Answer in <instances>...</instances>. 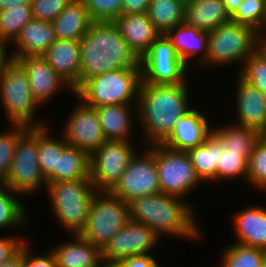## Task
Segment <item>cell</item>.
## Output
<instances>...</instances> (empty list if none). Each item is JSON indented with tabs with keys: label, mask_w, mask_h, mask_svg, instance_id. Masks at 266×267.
<instances>
[{
	"label": "cell",
	"mask_w": 266,
	"mask_h": 267,
	"mask_svg": "<svg viewBox=\"0 0 266 267\" xmlns=\"http://www.w3.org/2000/svg\"><path fill=\"white\" fill-rule=\"evenodd\" d=\"M187 87V82L176 85L141 83L138 112L134 113L144 129L145 145L163 144L173 132L178 119L192 109L188 103Z\"/></svg>",
	"instance_id": "obj_1"
},
{
	"label": "cell",
	"mask_w": 266,
	"mask_h": 267,
	"mask_svg": "<svg viewBox=\"0 0 266 267\" xmlns=\"http://www.w3.org/2000/svg\"><path fill=\"white\" fill-rule=\"evenodd\" d=\"M80 43V86L112 70L141 68L140 59L122 38L114 22L93 21Z\"/></svg>",
	"instance_id": "obj_2"
},
{
	"label": "cell",
	"mask_w": 266,
	"mask_h": 267,
	"mask_svg": "<svg viewBox=\"0 0 266 267\" xmlns=\"http://www.w3.org/2000/svg\"><path fill=\"white\" fill-rule=\"evenodd\" d=\"M128 204L130 219L149 226L160 238L162 235L187 240L200 237L193 205L184 199L159 192L132 199Z\"/></svg>",
	"instance_id": "obj_3"
},
{
	"label": "cell",
	"mask_w": 266,
	"mask_h": 267,
	"mask_svg": "<svg viewBox=\"0 0 266 267\" xmlns=\"http://www.w3.org/2000/svg\"><path fill=\"white\" fill-rule=\"evenodd\" d=\"M141 83V68L112 70L88 78L74 95L95 108L132 103L137 106Z\"/></svg>",
	"instance_id": "obj_4"
},
{
	"label": "cell",
	"mask_w": 266,
	"mask_h": 267,
	"mask_svg": "<svg viewBox=\"0 0 266 267\" xmlns=\"http://www.w3.org/2000/svg\"><path fill=\"white\" fill-rule=\"evenodd\" d=\"M46 191L57 221L68 233L80 234L87 223L93 196L97 191L90 177L47 182Z\"/></svg>",
	"instance_id": "obj_5"
},
{
	"label": "cell",
	"mask_w": 266,
	"mask_h": 267,
	"mask_svg": "<svg viewBox=\"0 0 266 267\" xmlns=\"http://www.w3.org/2000/svg\"><path fill=\"white\" fill-rule=\"evenodd\" d=\"M0 100L10 125L27 128L47 125L33 118L39 105L32 97L27 73L17 60L12 59L0 75Z\"/></svg>",
	"instance_id": "obj_6"
},
{
	"label": "cell",
	"mask_w": 266,
	"mask_h": 267,
	"mask_svg": "<svg viewBox=\"0 0 266 267\" xmlns=\"http://www.w3.org/2000/svg\"><path fill=\"white\" fill-rule=\"evenodd\" d=\"M260 33L254 28L233 21L222 24L208 32L206 62L202 66L240 64L257 51Z\"/></svg>",
	"instance_id": "obj_7"
},
{
	"label": "cell",
	"mask_w": 266,
	"mask_h": 267,
	"mask_svg": "<svg viewBox=\"0 0 266 267\" xmlns=\"http://www.w3.org/2000/svg\"><path fill=\"white\" fill-rule=\"evenodd\" d=\"M129 220L128 202L109 190H97L93 196L87 223L80 235L103 249Z\"/></svg>",
	"instance_id": "obj_8"
},
{
	"label": "cell",
	"mask_w": 266,
	"mask_h": 267,
	"mask_svg": "<svg viewBox=\"0 0 266 267\" xmlns=\"http://www.w3.org/2000/svg\"><path fill=\"white\" fill-rule=\"evenodd\" d=\"M38 128H29L17 141L10 171L3 182L14 193L25 194L40 191L47 186L38 164Z\"/></svg>",
	"instance_id": "obj_9"
},
{
	"label": "cell",
	"mask_w": 266,
	"mask_h": 267,
	"mask_svg": "<svg viewBox=\"0 0 266 267\" xmlns=\"http://www.w3.org/2000/svg\"><path fill=\"white\" fill-rule=\"evenodd\" d=\"M155 164L164 194L182 199L201 183L187 152L155 144Z\"/></svg>",
	"instance_id": "obj_10"
},
{
	"label": "cell",
	"mask_w": 266,
	"mask_h": 267,
	"mask_svg": "<svg viewBox=\"0 0 266 267\" xmlns=\"http://www.w3.org/2000/svg\"><path fill=\"white\" fill-rule=\"evenodd\" d=\"M140 66L142 82L146 84L176 85L187 81L189 67L176 54L165 34H161L140 58Z\"/></svg>",
	"instance_id": "obj_11"
},
{
	"label": "cell",
	"mask_w": 266,
	"mask_h": 267,
	"mask_svg": "<svg viewBox=\"0 0 266 267\" xmlns=\"http://www.w3.org/2000/svg\"><path fill=\"white\" fill-rule=\"evenodd\" d=\"M110 191L128 203L132 199L161 192L155 164V144L148 145L140 155L135 154Z\"/></svg>",
	"instance_id": "obj_12"
},
{
	"label": "cell",
	"mask_w": 266,
	"mask_h": 267,
	"mask_svg": "<svg viewBox=\"0 0 266 267\" xmlns=\"http://www.w3.org/2000/svg\"><path fill=\"white\" fill-rule=\"evenodd\" d=\"M134 146L131 141L107 140L90 155L89 177L97 190L115 186L136 154Z\"/></svg>",
	"instance_id": "obj_13"
},
{
	"label": "cell",
	"mask_w": 266,
	"mask_h": 267,
	"mask_svg": "<svg viewBox=\"0 0 266 267\" xmlns=\"http://www.w3.org/2000/svg\"><path fill=\"white\" fill-rule=\"evenodd\" d=\"M159 240L149 226L130 219L102 249V257L105 261L121 262L131 256L147 255L157 247Z\"/></svg>",
	"instance_id": "obj_14"
},
{
	"label": "cell",
	"mask_w": 266,
	"mask_h": 267,
	"mask_svg": "<svg viewBox=\"0 0 266 267\" xmlns=\"http://www.w3.org/2000/svg\"><path fill=\"white\" fill-rule=\"evenodd\" d=\"M65 122L62 134L69 146L77 147L91 155L107 140L104 137L95 107L81 99Z\"/></svg>",
	"instance_id": "obj_15"
},
{
	"label": "cell",
	"mask_w": 266,
	"mask_h": 267,
	"mask_svg": "<svg viewBox=\"0 0 266 267\" xmlns=\"http://www.w3.org/2000/svg\"><path fill=\"white\" fill-rule=\"evenodd\" d=\"M27 73L33 99L39 106L47 103L64 86L75 93L70 85L47 63L42 56L16 58ZM62 87V88H61Z\"/></svg>",
	"instance_id": "obj_16"
},
{
	"label": "cell",
	"mask_w": 266,
	"mask_h": 267,
	"mask_svg": "<svg viewBox=\"0 0 266 267\" xmlns=\"http://www.w3.org/2000/svg\"><path fill=\"white\" fill-rule=\"evenodd\" d=\"M207 117L196 109L189 110L179 118L174 130L163 143L166 147L188 152L201 144L214 132Z\"/></svg>",
	"instance_id": "obj_17"
},
{
	"label": "cell",
	"mask_w": 266,
	"mask_h": 267,
	"mask_svg": "<svg viewBox=\"0 0 266 267\" xmlns=\"http://www.w3.org/2000/svg\"><path fill=\"white\" fill-rule=\"evenodd\" d=\"M236 109L239 126L253 128L262 135L266 132V96L257 87L238 76Z\"/></svg>",
	"instance_id": "obj_18"
},
{
	"label": "cell",
	"mask_w": 266,
	"mask_h": 267,
	"mask_svg": "<svg viewBox=\"0 0 266 267\" xmlns=\"http://www.w3.org/2000/svg\"><path fill=\"white\" fill-rule=\"evenodd\" d=\"M42 57L70 85L74 92L80 87L79 41L56 39Z\"/></svg>",
	"instance_id": "obj_19"
},
{
	"label": "cell",
	"mask_w": 266,
	"mask_h": 267,
	"mask_svg": "<svg viewBox=\"0 0 266 267\" xmlns=\"http://www.w3.org/2000/svg\"><path fill=\"white\" fill-rule=\"evenodd\" d=\"M114 23L131 50L140 59L161 35L147 13L121 14Z\"/></svg>",
	"instance_id": "obj_20"
},
{
	"label": "cell",
	"mask_w": 266,
	"mask_h": 267,
	"mask_svg": "<svg viewBox=\"0 0 266 267\" xmlns=\"http://www.w3.org/2000/svg\"><path fill=\"white\" fill-rule=\"evenodd\" d=\"M56 41L51 22L32 19L21 29L19 36L11 43L16 50L12 59L24 56H42Z\"/></svg>",
	"instance_id": "obj_21"
},
{
	"label": "cell",
	"mask_w": 266,
	"mask_h": 267,
	"mask_svg": "<svg viewBox=\"0 0 266 267\" xmlns=\"http://www.w3.org/2000/svg\"><path fill=\"white\" fill-rule=\"evenodd\" d=\"M166 37L171 41L172 46L179 58L188 67L191 57L199 56L197 63L206 62L208 48V32L187 26L185 23L170 29ZM195 55V56H194Z\"/></svg>",
	"instance_id": "obj_22"
},
{
	"label": "cell",
	"mask_w": 266,
	"mask_h": 267,
	"mask_svg": "<svg viewBox=\"0 0 266 267\" xmlns=\"http://www.w3.org/2000/svg\"><path fill=\"white\" fill-rule=\"evenodd\" d=\"M73 237V241L51 250L57 267H97L103 261L102 249L80 234H73Z\"/></svg>",
	"instance_id": "obj_23"
},
{
	"label": "cell",
	"mask_w": 266,
	"mask_h": 267,
	"mask_svg": "<svg viewBox=\"0 0 266 267\" xmlns=\"http://www.w3.org/2000/svg\"><path fill=\"white\" fill-rule=\"evenodd\" d=\"M233 223L236 243L266 250V208L243 209L235 214Z\"/></svg>",
	"instance_id": "obj_24"
},
{
	"label": "cell",
	"mask_w": 266,
	"mask_h": 267,
	"mask_svg": "<svg viewBox=\"0 0 266 267\" xmlns=\"http://www.w3.org/2000/svg\"><path fill=\"white\" fill-rule=\"evenodd\" d=\"M229 21L231 16L223 0H186L184 23L187 26L210 32Z\"/></svg>",
	"instance_id": "obj_25"
},
{
	"label": "cell",
	"mask_w": 266,
	"mask_h": 267,
	"mask_svg": "<svg viewBox=\"0 0 266 267\" xmlns=\"http://www.w3.org/2000/svg\"><path fill=\"white\" fill-rule=\"evenodd\" d=\"M131 105L132 104H114L96 108L102 132L106 140H131V130H133L134 126L132 124L134 122L132 121L134 117L131 114L134 110L132 109L135 107L136 112H138V107Z\"/></svg>",
	"instance_id": "obj_26"
},
{
	"label": "cell",
	"mask_w": 266,
	"mask_h": 267,
	"mask_svg": "<svg viewBox=\"0 0 266 267\" xmlns=\"http://www.w3.org/2000/svg\"><path fill=\"white\" fill-rule=\"evenodd\" d=\"M93 20L81 0H72L51 22L56 39L79 41Z\"/></svg>",
	"instance_id": "obj_27"
},
{
	"label": "cell",
	"mask_w": 266,
	"mask_h": 267,
	"mask_svg": "<svg viewBox=\"0 0 266 267\" xmlns=\"http://www.w3.org/2000/svg\"><path fill=\"white\" fill-rule=\"evenodd\" d=\"M225 147L220 138L213 132L203 144L190 149L187 153L192 166L201 182L216 181L217 164Z\"/></svg>",
	"instance_id": "obj_28"
},
{
	"label": "cell",
	"mask_w": 266,
	"mask_h": 267,
	"mask_svg": "<svg viewBox=\"0 0 266 267\" xmlns=\"http://www.w3.org/2000/svg\"><path fill=\"white\" fill-rule=\"evenodd\" d=\"M90 174V155L77 147L67 146L58 155L55 182L87 179Z\"/></svg>",
	"instance_id": "obj_29"
},
{
	"label": "cell",
	"mask_w": 266,
	"mask_h": 267,
	"mask_svg": "<svg viewBox=\"0 0 266 267\" xmlns=\"http://www.w3.org/2000/svg\"><path fill=\"white\" fill-rule=\"evenodd\" d=\"M48 125L38 128V164L46 182H55L58 155L68 146L65 138H54L49 134Z\"/></svg>",
	"instance_id": "obj_30"
},
{
	"label": "cell",
	"mask_w": 266,
	"mask_h": 267,
	"mask_svg": "<svg viewBox=\"0 0 266 267\" xmlns=\"http://www.w3.org/2000/svg\"><path fill=\"white\" fill-rule=\"evenodd\" d=\"M185 4L186 0H150L147 14L155 28L166 34L184 23Z\"/></svg>",
	"instance_id": "obj_31"
},
{
	"label": "cell",
	"mask_w": 266,
	"mask_h": 267,
	"mask_svg": "<svg viewBox=\"0 0 266 267\" xmlns=\"http://www.w3.org/2000/svg\"><path fill=\"white\" fill-rule=\"evenodd\" d=\"M214 133L223 142L226 150L240 153L247 161L250 158L255 143L262 136L260 132L253 128L230 124L214 129Z\"/></svg>",
	"instance_id": "obj_32"
},
{
	"label": "cell",
	"mask_w": 266,
	"mask_h": 267,
	"mask_svg": "<svg viewBox=\"0 0 266 267\" xmlns=\"http://www.w3.org/2000/svg\"><path fill=\"white\" fill-rule=\"evenodd\" d=\"M14 194L7 185L0 183V229L24 228L28 221L25 206Z\"/></svg>",
	"instance_id": "obj_33"
},
{
	"label": "cell",
	"mask_w": 266,
	"mask_h": 267,
	"mask_svg": "<svg viewBox=\"0 0 266 267\" xmlns=\"http://www.w3.org/2000/svg\"><path fill=\"white\" fill-rule=\"evenodd\" d=\"M223 254L218 267H262L266 258V250L239 243L227 247Z\"/></svg>",
	"instance_id": "obj_34"
},
{
	"label": "cell",
	"mask_w": 266,
	"mask_h": 267,
	"mask_svg": "<svg viewBox=\"0 0 266 267\" xmlns=\"http://www.w3.org/2000/svg\"><path fill=\"white\" fill-rule=\"evenodd\" d=\"M33 19L30 5L10 7L0 12V40L9 44L19 36L21 29Z\"/></svg>",
	"instance_id": "obj_35"
},
{
	"label": "cell",
	"mask_w": 266,
	"mask_h": 267,
	"mask_svg": "<svg viewBox=\"0 0 266 267\" xmlns=\"http://www.w3.org/2000/svg\"><path fill=\"white\" fill-rule=\"evenodd\" d=\"M231 21L254 28L264 34L266 28V0H244L231 16Z\"/></svg>",
	"instance_id": "obj_36"
},
{
	"label": "cell",
	"mask_w": 266,
	"mask_h": 267,
	"mask_svg": "<svg viewBox=\"0 0 266 267\" xmlns=\"http://www.w3.org/2000/svg\"><path fill=\"white\" fill-rule=\"evenodd\" d=\"M246 181L260 191L266 190V137L264 135L255 143L248 160Z\"/></svg>",
	"instance_id": "obj_37"
},
{
	"label": "cell",
	"mask_w": 266,
	"mask_h": 267,
	"mask_svg": "<svg viewBox=\"0 0 266 267\" xmlns=\"http://www.w3.org/2000/svg\"><path fill=\"white\" fill-rule=\"evenodd\" d=\"M8 132L0 133V183H3L10 171L18 139L29 129L21 125H12Z\"/></svg>",
	"instance_id": "obj_38"
},
{
	"label": "cell",
	"mask_w": 266,
	"mask_h": 267,
	"mask_svg": "<svg viewBox=\"0 0 266 267\" xmlns=\"http://www.w3.org/2000/svg\"><path fill=\"white\" fill-rule=\"evenodd\" d=\"M247 172L248 161L240 153H234L225 149L217 164L216 181L236 178L247 180Z\"/></svg>",
	"instance_id": "obj_39"
},
{
	"label": "cell",
	"mask_w": 266,
	"mask_h": 267,
	"mask_svg": "<svg viewBox=\"0 0 266 267\" xmlns=\"http://www.w3.org/2000/svg\"><path fill=\"white\" fill-rule=\"evenodd\" d=\"M238 75L260 89L266 96V60L256 51L239 69Z\"/></svg>",
	"instance_id": "obj_40"
},
{
	"label": "cell",
	"mask_w": 266,
	"mask_h": 267,
	"mask_svg": "<svg viewBox=\"0 0 266 267\" xmlns=\"http://www.w3.org/2000/svg\"><path fill=\"white\" fill-rule=\"evenodd\" d=\"M93 21L114 22L120 15L123 0H81Z\"/></svg>",
	"instance_id": "obj_41"
},
{
	"label": "cell",
	"mask_w": 266,
	"mask_h": 267,
	"mask_svg": "<svg viewBox=\"0 0 266 267\" xmlns=\"http://www.w3.org/2000/svg\"><path fill=\"white\" fill-rule=\"evenodd\" d=\"M72 0H32L31 11L35 20L52 22Z\"/></svg>",
	"instance_id": "obj_42"
},
{
	"label": "cell",
	"mask_w": 266,
	"mask_h": 267,
	"mask_svg": "<svg viewBox=\"0 0 266 267\" xmlns=\"http://www.w3.org/2000/svg\"><path fill=\"white\" fill-rule=\"evenodd\" d=\"M29 244L23 245V266L24 267H57L56 259L51 250L45 255L31 256Z\"/></svg>",
	"instance_id": "obj_43"
},
{
	"label": "cell",
	"mask_w": 266,
	"mask_h": 267,
	"mask_svg": "<svg viewBox=\"0 0 266 267\" xmlns=\"http://www.w3.org/2000/svg\"><path fill=\"white\" fill-rule=\"evenodd\" d=\"M26 242L18 236L0 237V264L15 256Z\"/></svg>",
	"instance_id": "obj_44"
},
{
	"label": "cell",
	"mask_w": 266,
	"mask_h": 267,
	"mask_svg": "<svg viewBox=\"0 0 266 267\" xmlns=\"http://www.w3.org/2000/svg\"><path fill=\"white\" fill-rule=\"evenodd\" d=\"M121 267H159L154 255L131 256L120 262Z\"/></svg>",
	"instance_id": "obj_45"
},
{
	"label": "cell",
	"mask_w": 266,
	"mask_h": 267,
	"mask_svg": "<svg viewBox=\"0 0 266 267\" xmlns=\"http://www.w3.org/2000/svg\"><path fill=\"white\" fill-rule=\"evenodd\" d=\"M150 0H123L121 14L147 13Z\"/></svg>",
	"instance_id": "obj_46"
},
{
	"label": "cell",
	"mask_w": 266,
	"mask_h": 267,
	"mask_svg": "<svg viewBox=\"0 0 266 267\" xmlns=\"http://www.w3.org/2000/svg\"><path fill=\"white\" fill-rule=\"evenodd\" d=\"M0 267H24L23 266V247L21 250L8 261L0 264Z\"/></svg>",
	"instance_id": "obj_47"
},
{
	"label": "cell",
	"mask_w": 266,
	"mask_h": 267,
	"mask_svg": "<svg viewBox=\"0 0 266 267\" xmlns=\"http://www.w3.org/2000/svg\"><path fill=\"white\" fill-rule=\"evenodd\" d=\"M32 0H0V12L10 7H20V5H31Z\"/></svg>",
	"instance_id": "obj_48"
},
{
	"label": "cell",
	"mask_w": 266,
	"mask_h": 267,
	"mask_svg": "<svg viewBox=\"0 0 266 267\" xmlns=\"http://www.w3.org/2000/svg\"><path fill=\"white\" fill-rule=\"evenodd\" d=\"M7 44L0 40V75L3 72L5 66L12 60V57L7 56Z\"/></svg>",
	"instance_id": "obj_49"
},
{
	"label": "cell",
	"mask_w": 266,
	"mask_h": 267,
	"mask_svg": "<svg viewBox=\"0 0 266 267\" xmlns=\"http://www.w3.org/2000/svg\"><path fill=\"white\" fill-rule=\"evenodd\" d=\"M244 0H223L227 12L232 16Z\"/></svg>",
	"instance_id": "obj_50"
},
{
	"label": "cell",
	"mask_w": 266,
	"mask_h": 267,
	"mask_svg": "<svg viewBox=\"0 0 266 267\" xmlns=\"http://www.w3.org/2000/svg\"><path fill=\"white\" fill-rule=\"evenodd\" d=\"M257 52L266 60V35L264 34H260L257 40Z\"/></svg>",
	"instance_id": "obj_51"
},
{
	"label": "cell",
	"mask_w": 266,
	"mask_h": 267,
	"mask_svg": "<svg viewBox=\"0 0 266 267\" xmlns=\"http://www.w3.org/2000/svg\"><path fill=\"white\" fill-rule=\"evenodd\" d=\"M97 267H121L120 262H111L103 260Z\"/></svg>",
	"instance_id": "obj_52"
},
{
	"label": "cell",
	"mask_w": 266,
	"mask_h": 267,
	"mask_svg": "<svg viewBox=\"0 0 266 267\" xmlns=\"http://www.w3.org/2000/svg\"><path fill=\"white\" fill-rule=\"evenodd\" d=\"M262 267H266V258H265V260H264V262H263Z\"/></svg>",
	"instance_id": "obj_53"
}]
</instances>
